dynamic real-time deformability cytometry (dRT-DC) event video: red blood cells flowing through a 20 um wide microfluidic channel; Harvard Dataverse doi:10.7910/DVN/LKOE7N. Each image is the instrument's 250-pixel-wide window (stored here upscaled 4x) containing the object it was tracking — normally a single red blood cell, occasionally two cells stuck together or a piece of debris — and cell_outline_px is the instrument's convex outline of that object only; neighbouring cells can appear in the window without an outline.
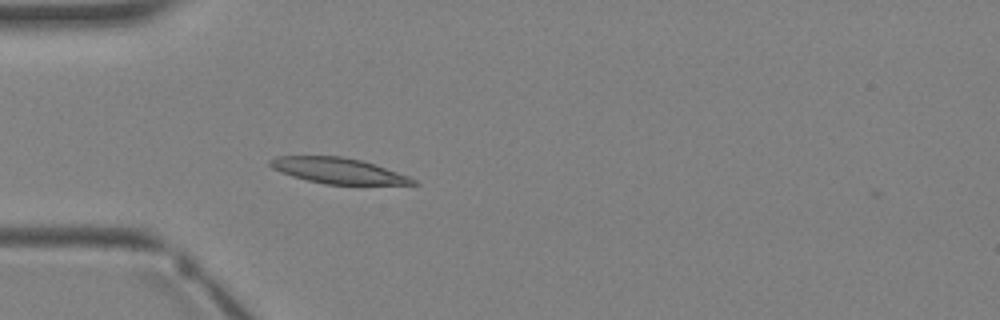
{"species": "Egyptian fruit bat (a non-hibernating species)", "species_latin": "Rousettus aegyptiacus", "temperature_condition": "warm", "stored_images_in_passage": 2, "camera_frame_rate_fps": 3000, "um_per_image_px": 0.085, "animal": {"sex": "female"}, "frame": {"image": 1, "passage_image": 2, "time_ms": 1.0, "image_size_px": [1000, 320], "cell_outline_px": [[420, 184], [324, 184], [292, 176], [280, 172], [272, 168], [268, 164], [268, 160], [280, 156], [340, 156], [360, 160], [408, 176], [416, 180]], "centroid_in_image_um": [28.68, 14.5], "position_along_channel_um": 56.3, "area_um2": 20.98}}